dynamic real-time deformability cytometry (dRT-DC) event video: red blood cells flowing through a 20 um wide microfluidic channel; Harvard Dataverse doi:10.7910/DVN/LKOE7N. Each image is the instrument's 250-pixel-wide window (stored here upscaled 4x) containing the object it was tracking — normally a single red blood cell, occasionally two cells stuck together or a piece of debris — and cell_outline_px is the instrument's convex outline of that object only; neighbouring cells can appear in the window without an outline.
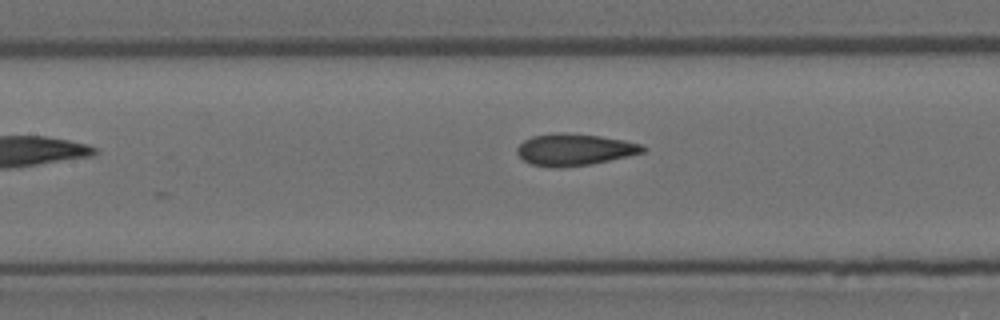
{"species": "Egyptian fruit bat (a non-hibernating species)", "species_latin": "Rousettus aegyptiacus", "temperature_condition": "room temperature", "stored_images_in_passage": 6, "camera_frame_rate_fps": 3000, "um_per_image_px": 0.085, "animal": {"sex": "female"}, "frame": {"image": 1, "passage_image": 5, "time_ms": 1.333, "image_size_px": [1000, 320], "cell_outline_px": [[648, 148], [644, 152], [628, 156], [588, 164], [532, 164], [524, 160], [516, 152], [516, 148], [524, 140], [532, 136], [560, 132], [564, 132], [600, 136], [624, 140], [640, 144]], "centroid_in_image_um": [48.87, 12.65], "position_along_channel_um": 158.5, "area_um2": 22.25}}